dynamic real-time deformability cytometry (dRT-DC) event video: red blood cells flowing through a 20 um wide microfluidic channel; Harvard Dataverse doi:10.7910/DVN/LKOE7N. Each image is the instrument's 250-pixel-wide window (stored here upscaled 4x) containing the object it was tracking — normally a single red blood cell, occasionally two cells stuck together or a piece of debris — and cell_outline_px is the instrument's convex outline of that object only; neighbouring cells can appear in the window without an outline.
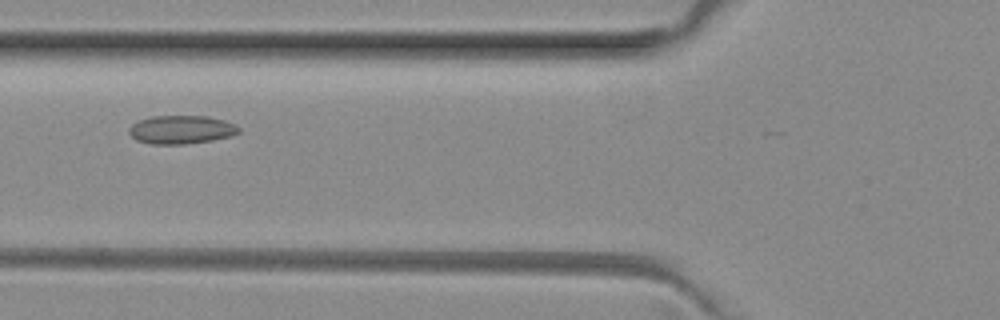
{"species": "common noctule bat (a hibernating species)", "species_latin": "Nyctalus noctula", "temperature_condition": "room temperature", "stored_images_in_passage": 6, "camera_frame_rate_fps": 3000, "um_per_image_px": 0.085, "animal": {"sex": "female", "body_mass_g": 29.2, "forearm_length_mm": 56.3}, "frame": {"image": 1, "passage_image": 5, "time_ms": 1.333, "image_size_px": [1000, 320], "cell_outline_px": [[240, 132], [232, 136], [212, 140], [184, 144], [152, 144], [136, 140], [128, 132], [128, 128], [132, 124], [140, 120], [152, 116], [208, 116], [224, 120], [236, 124], [240, 128]], "centroid_in_image_um": [15.43, 11.02], "position_along_channel_um": 110.4, "area_um2": 18.26}}
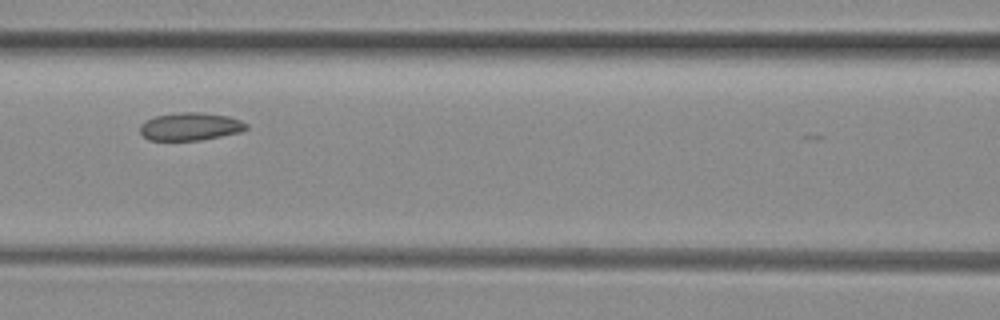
{"frame": {"image": 2, "passage_image": 6, "time_ms": 1.667, "image_size_px": [1000, 320], "cell_outline_px": [[248, 128], [240, 132], [200, 140], [148, 140], [140, 132], [140, 124], [144, 120], [156, 116], [180, 112], [200, 112], [228, 116], [240, 120], [248, 124]], "centroid_in_image_um": [16.16, 10.75], "position_along_channel_um": 150.4, "area_um2": 17.22}}